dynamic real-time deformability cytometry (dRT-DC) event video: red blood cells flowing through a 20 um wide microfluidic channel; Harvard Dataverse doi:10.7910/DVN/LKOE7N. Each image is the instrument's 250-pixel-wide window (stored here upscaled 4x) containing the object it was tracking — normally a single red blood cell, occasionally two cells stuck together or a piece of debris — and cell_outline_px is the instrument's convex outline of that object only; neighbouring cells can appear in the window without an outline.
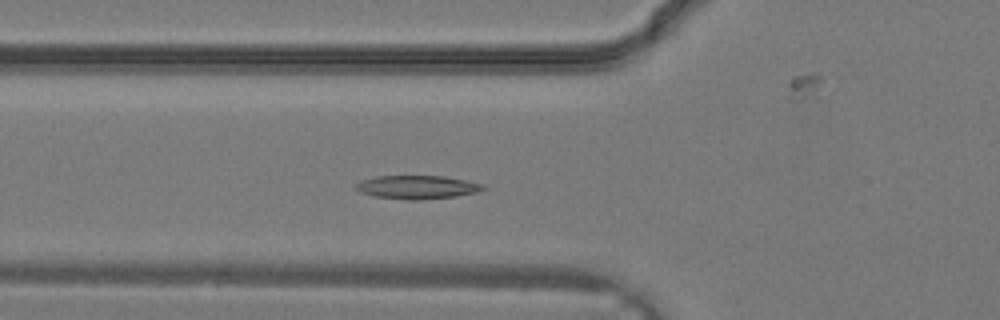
{"species": "common noctule bat (a hibernating species)", "species_latin": "Nyctalus noctula", "temperature_condition": "warm", "stored_images_in_passage": 16, "camera_frame_rate_fps": 3000, "um_per_image_px": 0.085, "animal": {"sex": "male", "body_mass_g": 19.2, "forearm_length_mm": 51.8}, "frame": {"image": 1, "passage_image": 4, "time_ms": 1.0, "image_size_px": [1000, 320], "cell_outline_px": [[488, 188], [480, 192], [456, 196], [416, 200], [412, 200], [372, 196], [360, 192], [356, 188], [356, 184], [360, 180], [376, 176], [444, 176], [464, 180], [480, 184]], "centroid_in_image_um": [35.45, 15.91], "position_along_channel_um": 90.3, "area_um2": 17.34}}
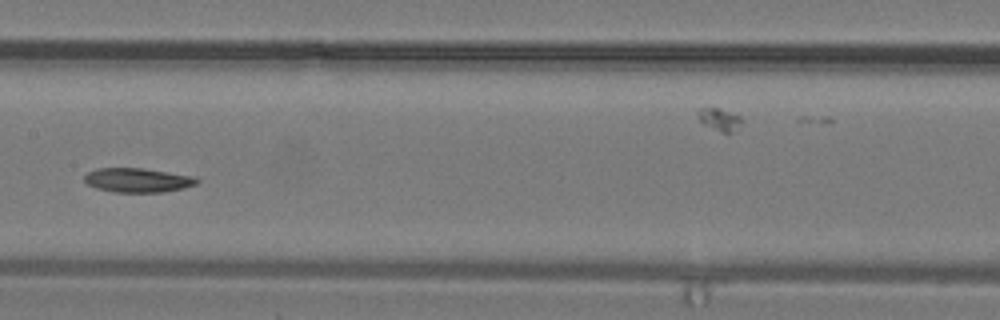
{"frame": {"image": 2, "passage_image": 9, "time_ms": 2.667, "image_size_px": [1000, 320], "cell_outline_px": [[200, 180], [196, 184], [184, 188], [164, 192], [112, 192], [96, 188], [88, 184], [84, 180], [84, 176], [88, 172], [96, 168], [140, 168], [196, 176]], "centroid_in_image_um": [11.72, 15.31], "position_along_channel_um": 195.7, "area_um2": 15.95}}
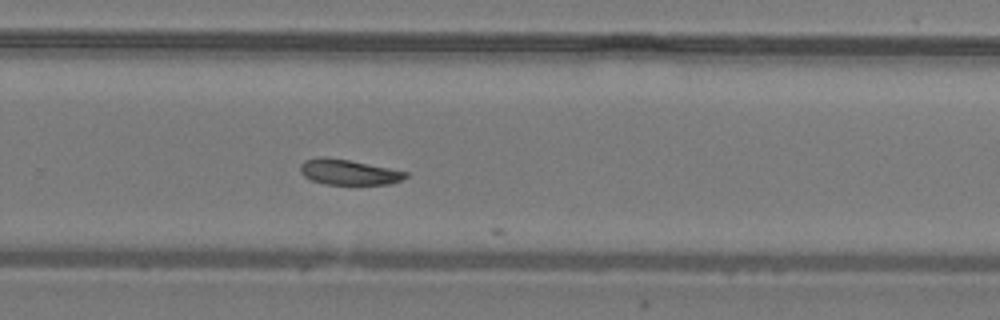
{"frame": {"image": 3, "passage_image": 14, "time_ms": 4.333, "image_size_px": [1000, 320], "cell_outline_px": [[408, 176], [392, 184], [324, 184], [312, 180], [304, 176], [300, 172], [300, 164], [304, 160], [316, 156], [328, 156], [408, 172]], "centroid_in_image_um": [29.58, 14.62], "position_along_channel_um": 300.2, "area_um2": 15.61}}